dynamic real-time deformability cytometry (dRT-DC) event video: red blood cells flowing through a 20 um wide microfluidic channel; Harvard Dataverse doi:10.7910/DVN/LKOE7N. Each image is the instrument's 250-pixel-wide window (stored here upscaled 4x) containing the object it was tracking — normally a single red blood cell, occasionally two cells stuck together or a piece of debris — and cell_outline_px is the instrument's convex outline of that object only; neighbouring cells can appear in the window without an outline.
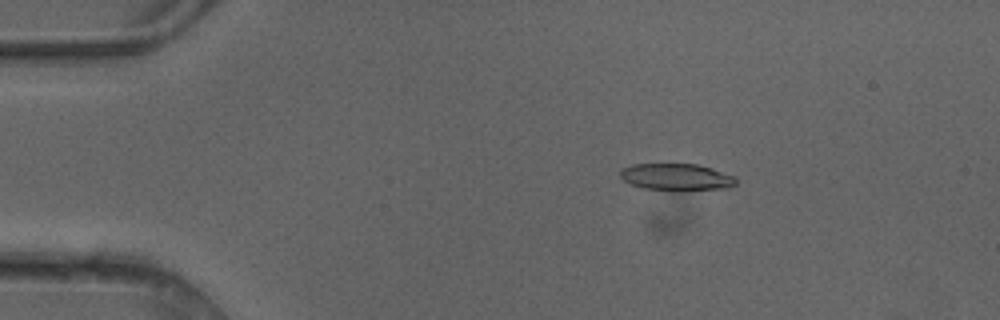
{"species": "common noctule bat (a hibernating species)", "species_latin": "Nyctalus noctula", "temperature_condition": "cold", "stored_images_in_passage": 3, "camera_frame_rate_fps": 3000, "um_per_image_px": 0.085, "animal": {"sex": "female"}, "frame": {"image": 1, "passage_image": 2, "time_ms": 0.333, "image_size_px": [1000, 320], "cell_outline_px": [[736, 184], [728, 188], [644, 188], [632, 184], [624, 180], [620, 176], [620, 172], [624, 168], [632, 164], [696, 164], [712, 168], [736, 176]], "centroid_in_image_um": [57.52, 15.0], "position_along_channel_um": 27.5, "area_um2": 17.28}}